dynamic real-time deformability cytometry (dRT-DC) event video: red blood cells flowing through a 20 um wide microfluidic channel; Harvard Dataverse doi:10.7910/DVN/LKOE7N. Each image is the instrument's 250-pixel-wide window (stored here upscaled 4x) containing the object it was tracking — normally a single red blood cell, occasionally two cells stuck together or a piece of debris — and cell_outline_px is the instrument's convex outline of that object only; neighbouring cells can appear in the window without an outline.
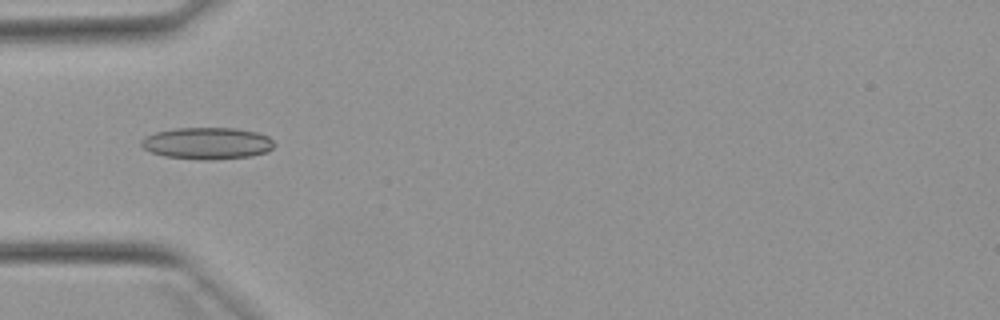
{"species": "Egyptian fruit bat (a non-hibernating species)", "species_latin": "Rousettus aegyptiacus", "temperature_condition": "warm", "stored_images_in_passage": 52, "camera_frame_rate_fps": 3000, "um_per_image_px": 0.085, "animal": {"sex": "female"}, "frame": {"image": 1, "passage_image": 17, "time_ms": 5.333, "image_size_px": [1000, 320], "cell_outline_px": [[276, 144], [272, 148], [264, 152], [252, 156], [212, 160], [200, 160], [164, 156], [152, 152], [144, 148], [140, 144], [140, 140], [144, 136], [156, 132], [176, 128], [236, 128], [256, 132], [268, 136]], "centroid_in_image_um": [17.6, 12.18], "position_along_channel_um": 67.4, "area_um2": 24.74}}
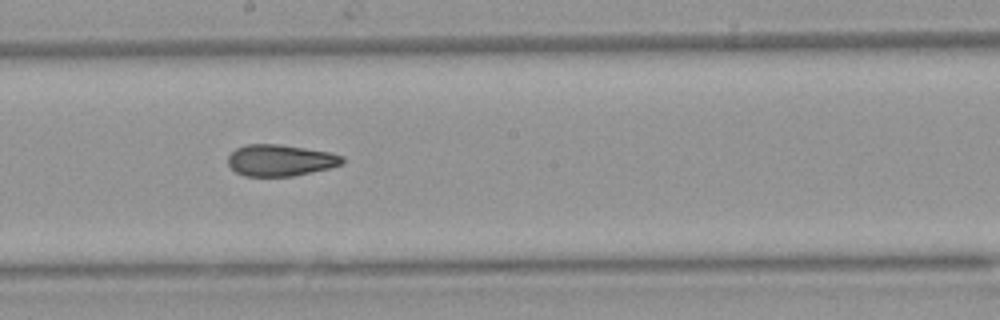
{"frame": {"image": 2, "passage_image": 29, "time_ms": 9.333, "image_size_px": [1000, 320], "cell_outline_px": [[344, 160], [340, 164], [328, 168], [292, 176], [244, 176], [236, 172], [228, 164], [228, 156], [236, 148], [244, 144], [280, 144], [332, 152], [344, 156]], "centroid_in_image_um": [23.81, 13.61], "position_along_channel_um": 224.4, "area_um2": 20.98}}
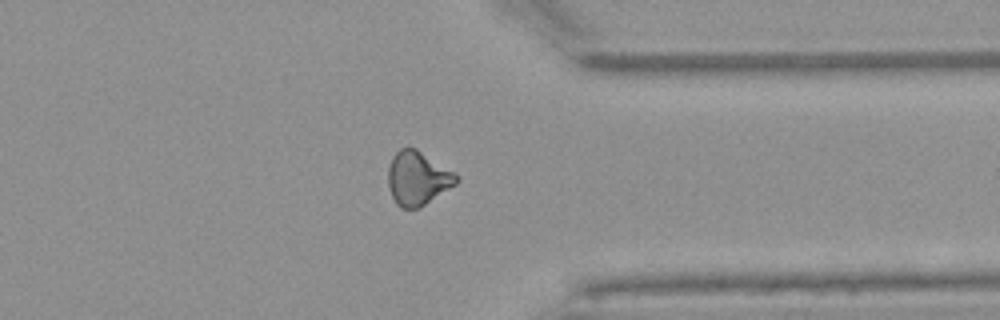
{"frame": {"image": 3, "passage_image": 41, "time_ms": 13.333, "image_size_px": [1000, 320], "cell_outline_px": [[460, 180], [456, 184], [420, 208], [400, 208], [396, 204], [392, 196], [388, 184], [388, 168], [392, 156], [400, 148], [416, 148], [456, 172], [460, 176]], "centroid_in_image_um": [35.53, 15.15], "position_along_channel_um": 375.9, "area_um2": 21.68}, "authors_computed_cell_mechanics": {"area_um2": 21.7617, "velocity_mm_per_s": 3.9263, "shape_relaxation_time_tau1_ms": null, "shape_relaxation_time_tau2_ms": 3.1233, "deformation_change_tau1": null, "deformation_change_tau2": 0.1055}}